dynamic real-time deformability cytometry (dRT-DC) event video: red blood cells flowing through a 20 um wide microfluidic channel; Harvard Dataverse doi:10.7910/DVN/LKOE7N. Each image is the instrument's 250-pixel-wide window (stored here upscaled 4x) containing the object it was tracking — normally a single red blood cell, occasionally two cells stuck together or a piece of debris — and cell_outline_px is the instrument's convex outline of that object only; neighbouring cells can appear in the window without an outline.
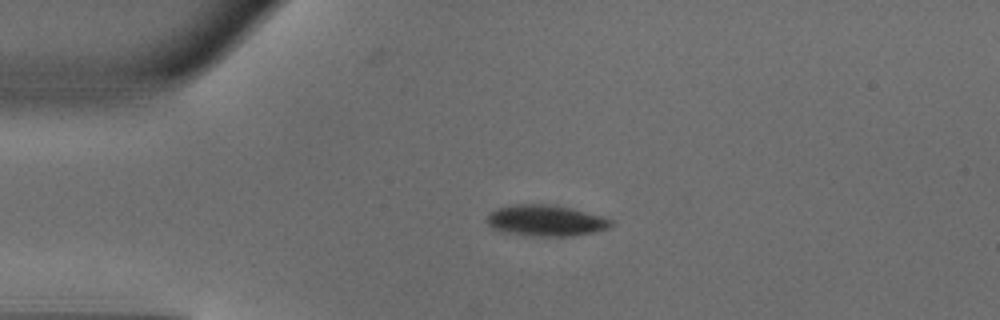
{"species": "common noctule bat (a hibernating species)", "species_latin": "Nyctalus noctula", "temperature_condition": "warm", "stored_images_in_passage": 34, "camera_frame_rate_fps": 3000, "um_per_image_px": 0.085, "animal": {"sex": "male", "body_mass_g": 18.8}, "frame": {"image": 1, "passage_image": 1, "time_ms": 0.0, "image_size_px": [1000, 320], "cell_outline_px": [[612, 224], [608, 228], [596, 232], [572, 236], [524, 236], [500, 232], [492, 228], [484, 220], [488, 212], [496, 208], [512, 204], [556, 204], [604, 216], [612, 220]], "centroid_in_image_um": [46.34, 18.74], "position_along_channel_um": 38.7, "area_um2": 23.24}}
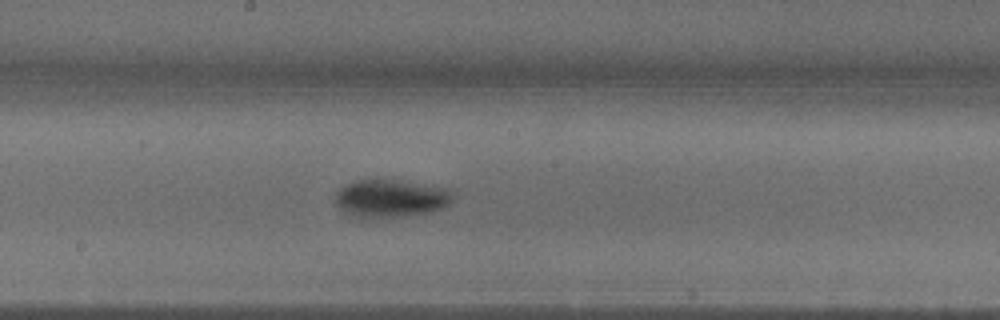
{"frame": {"image": 2, "passage_image": 16, "time_ms": 5.0, "image_size_px": [1000, 320], "cell_outline_px": [[452, 200], [444, 208], [428, 212], [404, 216], [368, 220], [344, 212], [336, 204], [336, 192], [344, 184], [356, 180], [396, 180], [448, 188], [452, 196]], "centroid_in_image_um": [33.17, 16.88], "position_along_channel_um": 215.0, "area_um2": 26.01}}
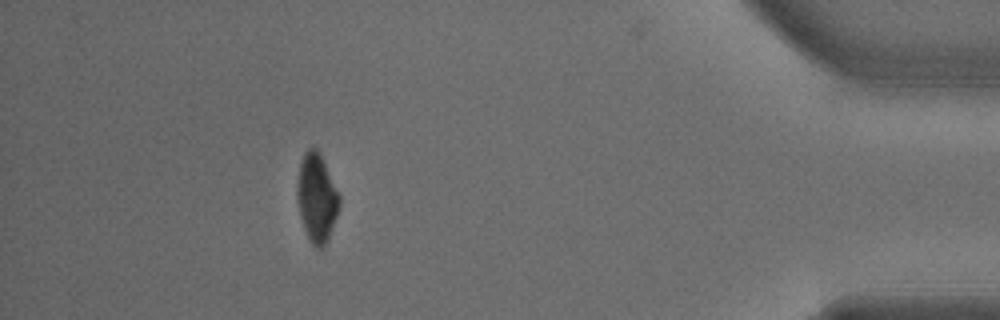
{"frame": {"image": 3, "passage_image": 34, "time_ms": 11.0, "image_size_px": [1000, 320], "cell_outline_px": [[340, 208], [328, 240], [324, 248], [316, 248], [312, 244], [304, 228], [300, 216], [296, 200], [296, 184], [300, 164], [304, 152], [308, 148], [316, 148], [320, 152], [340, 196]], "centroid_in_image_um": [26.92, 16.82], "position_along_channel_um": 408.3, "area_um2": 22.02}, "authors_computed_cell_mechanics": {"area_um2": 24.5072, "velocity_mm_per_s": 4.103, "shape_relaxation_time_tau1_ms": 2.1819, "shape_relaxation_time_tau2_ms": null, "deformation_change_tau1": 0.1545, "deformation_change_tau2": null}}